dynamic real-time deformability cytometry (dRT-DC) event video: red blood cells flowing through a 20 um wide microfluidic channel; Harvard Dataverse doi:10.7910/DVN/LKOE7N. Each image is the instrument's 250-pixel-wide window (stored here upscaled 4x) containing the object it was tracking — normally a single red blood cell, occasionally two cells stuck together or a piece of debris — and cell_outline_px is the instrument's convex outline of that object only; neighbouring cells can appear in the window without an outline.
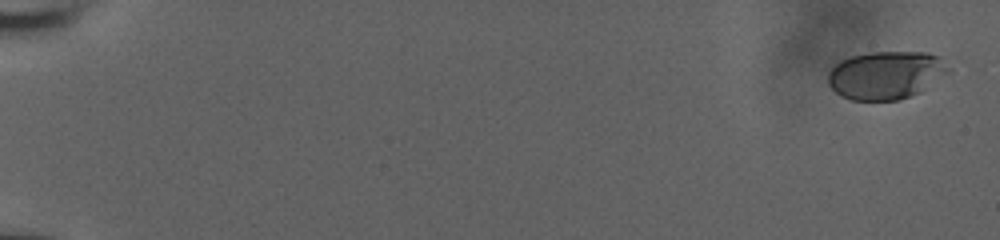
{"species": "human", "species_latin": "Homo sapiens", "temperature_condition": "room temperature", "stored_images_in_passage": 11, "camera_frame_rate_fps": 3000, "um_per_image_px": 0.085, "donor": {"sex": "male"}, "frame": {"image": 1, "passage_image": 1, "time_ms": 0.0, "image_size_px": [1000, 240], "cell_outline_px": [[948, 72], [920, 92], [896, 100], [852, 100], [836, 92], [828, 84], [828, 72], [840, 60], [852, 56], [868, 52], [928, 52], [940, 56], [948, 68]], "centroid_in_image_um": [75.28, 6.36], "position_along_channel_um": 9.7, "area_um2": 33.41}}
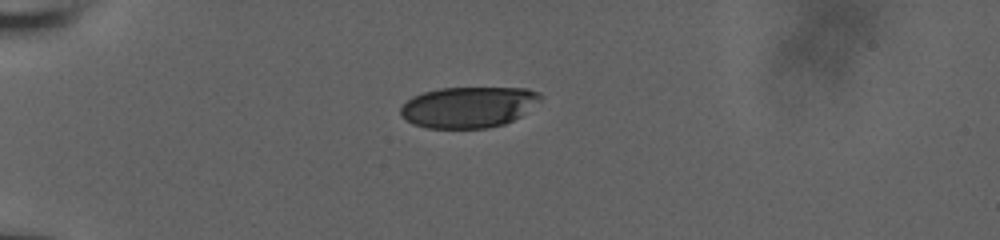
{"frame": {"image": 2, "passage_image": 8, "time_ms": 2.333, "image_size_px": [1000, 240], "cell_outline_px": [[544, 96], [540, 100], [520, 116], [504, 124], [488, 128], [428, 128], [412, 124], [400, 112], [400, 108], [412, 96], [424, 92], [440, 88], [528, 88], [540, 92]], "centroid_in_image_um": [39.84, 9.1], "position_along_channel_um": 45.2, "area_um2": 33.29}}
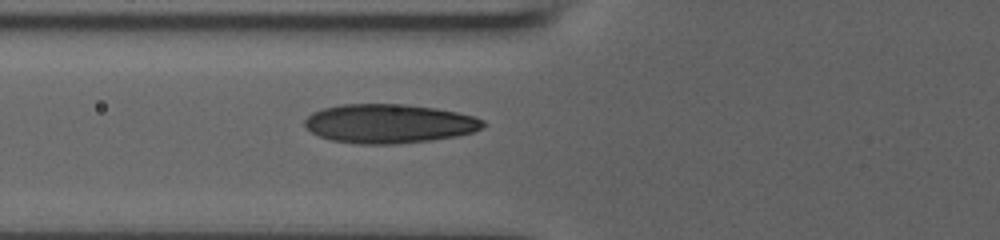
{"frame": {"image": 3, "passage_image": 11, "time_ms": 3.333, "image_size_px": [1000, 240], "cell_outline_px": [[484, 124], [480, 128], [472, 132], [456, 136], [432, 140], [396, 144], [360, 144], [332, 140], [320, 136], [312, 132], [304, 124], [304, 120], [312, 112], [324, 108], [340, 104], [404, 104], [436, 108], [456, 112], [472, 116], [484, 120]], "centroid_in_image_um": [33.05, 10.5], "position_along_channel_um": 92.7, "area_um2": 40.4}}